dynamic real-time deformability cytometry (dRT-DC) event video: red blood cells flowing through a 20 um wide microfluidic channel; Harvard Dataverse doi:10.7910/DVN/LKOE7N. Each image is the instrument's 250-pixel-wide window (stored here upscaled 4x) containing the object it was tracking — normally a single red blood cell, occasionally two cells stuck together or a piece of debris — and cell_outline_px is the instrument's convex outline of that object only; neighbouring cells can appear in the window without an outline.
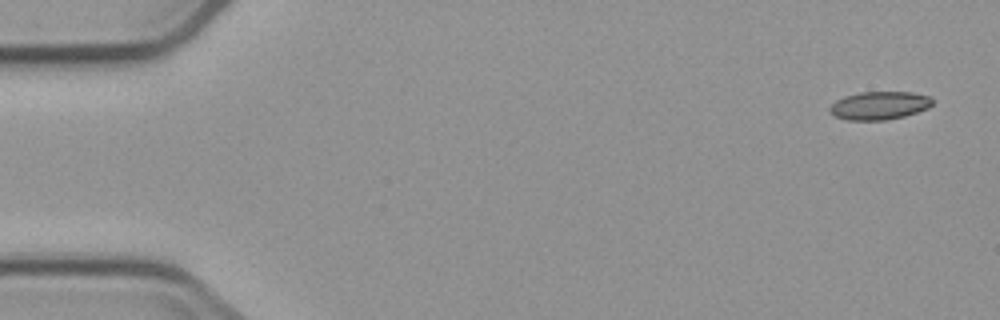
{"species": "common noctule bat (a hibernating species)", "species_latin": "Nyctalus noctula", "temperature_condition": "cold", "stored_images_in_passage": 5, "camera_frame_rate_fps": 3000, "um_per_image_px": 0.085, "animal": {"sex": "male", "body_mass_g": 23.1, "forearm_length_mm": 52.7}, "frame": {"image": 1, "passage_image": 1, "time_ms": 0.0, "image_size_px": [1000, 320], "cell_outline_px": [[932, 104], [928, 108], [904, 116], [884, 120], [848, 120], [836, 116], [828, 112], [828, 108], [836, 100], [844, 96], [860, 92], [912, 92], [932, 96]], "centroid_in_image_um": [74.74, 8.96], "position_along_channel_um": 10.3, "area_um2": 16.88}}
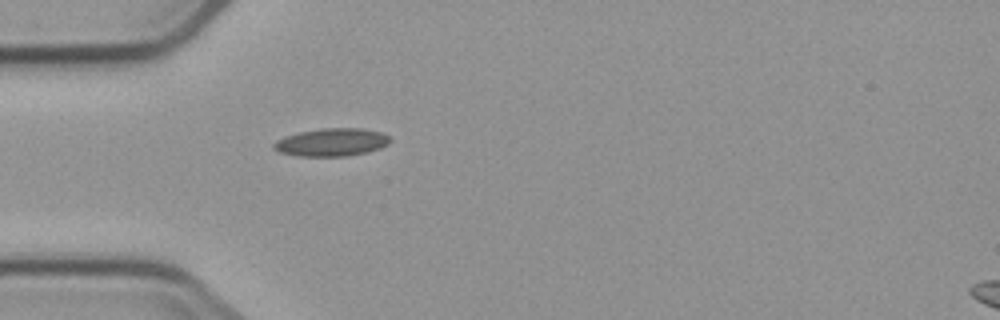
{"frame": {"image": 2, "passage_image": 5, "time_ms": 4.667, "image_size_px": [1000, 320], "cell_outline_px": [[392, 140], [388, 144], [380, 148], [368, 152], [344, 156], [296, 156], [280, 152], [272, 148], [272, 144], [276, 140], [284, 136], [300, 132], [320, 128], [360, 128], [380, 132], [388, 136]], "centroid_in_image_um": [28.16, 12.09], "position_along_channel_um": 56.8, "area_um2": 18.96}}